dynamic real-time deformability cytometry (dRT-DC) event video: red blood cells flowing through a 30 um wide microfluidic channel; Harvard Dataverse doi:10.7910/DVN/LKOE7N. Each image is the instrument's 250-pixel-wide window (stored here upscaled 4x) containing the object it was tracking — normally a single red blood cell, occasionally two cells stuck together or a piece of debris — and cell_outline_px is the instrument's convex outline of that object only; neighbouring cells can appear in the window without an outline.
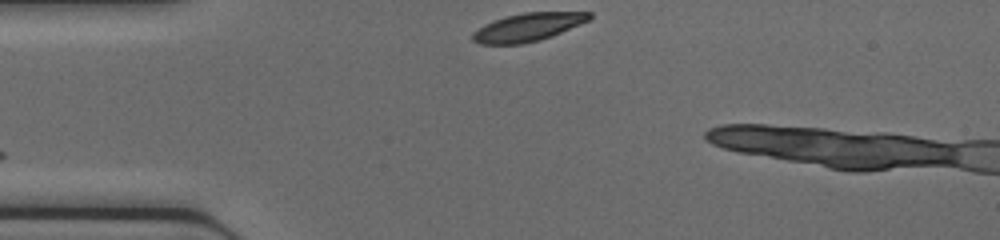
{"species": "common noctule bat (a hibernating species)", "species_latin": "Nyctalus noctula", "temperature_condition": "cold", "stored_images_in_passage": 4, "camera_frame_rate_fps": 3000, "um_per_image_px": 0.085, "animal": {"sex": "female", "body_mass_g": 17.0, "forearm_length_mm": 48.0}, "frame": {"image": 1, "passage_image": 1, "time_ms": 0.0, "image_size_px": [1000, 240], "cell_outline_px": [[592, 16], [588, 20], [580, 24], [552, 36], [520, 44], [480, 44], [472, 40], [472, 32], [484, 24], [504, 16], [524, 12], [592, 12]], "centroid_in_image_um": [44.83, 2.3], "position_along_channel_um": 40.2, "area_um2": 19.02}}